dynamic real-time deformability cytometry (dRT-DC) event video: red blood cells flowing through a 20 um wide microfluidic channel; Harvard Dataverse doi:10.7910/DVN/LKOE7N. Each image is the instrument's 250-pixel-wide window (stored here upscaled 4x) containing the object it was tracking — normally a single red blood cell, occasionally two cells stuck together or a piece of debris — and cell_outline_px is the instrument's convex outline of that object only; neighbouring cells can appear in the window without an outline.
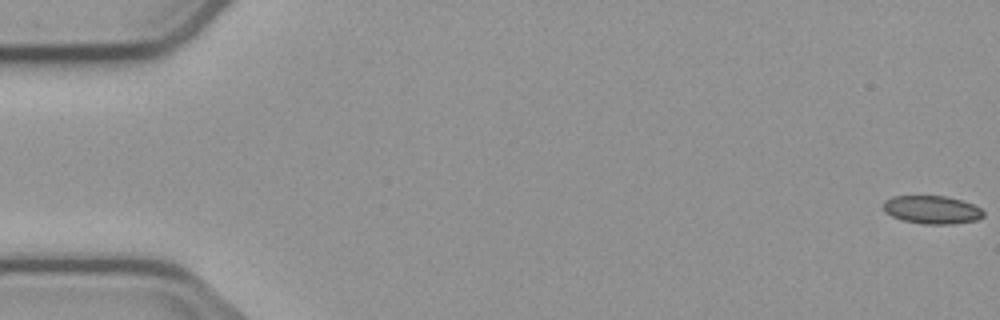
{"species": "common noctule bat (a hibernating species)", "species_latin": "Nyctalus noctula", "temperature_condition": "cold", "stored_images_in_passage": 56, "camera_frame_rate_fps": 3000, "um_per_image_px": 0.085, "animal": {"sex": "male", "body_mass_g": 23.1, "forearm_length_mm": 52.7}, "frame": {"image": 1, "passage_image": 1, "time_ms": 0.0, "image_size_px": [1000, 320], "cell_outline_px": [[984, 216], [976, 220], [952, 224], [924, 224], [904, 220], [892, 216], [884, 212], [884, 200], [892, 196], [944, 196], [960, 200], [972, 204], [980, 208], [984, 212]], "centroid_in_image_um": [79.2, 17.83], "position_along_channel_um": 5.8, "area_um2": 16.3}}
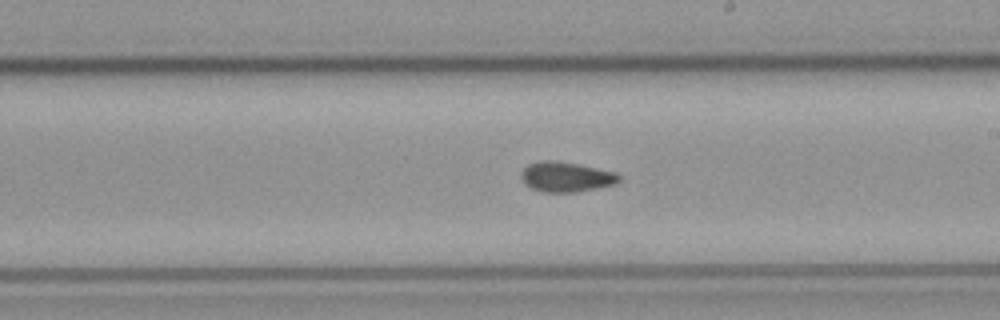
{"frame": {"image": 2, "passage_image": 32, "time_ms": 10.333, "image_size_px": [1000, 320], "cell_outline_px": [[620, 180], [612, 184], [596, 188], [576, 192], [544, 192], [532, 188], [520, 176], [520, 172], [528, 164], [540, 160], [556, 160], [580, 164], [616, 172], [620, 176]], "centroid_in_image_um": [48.11, 15.01], "position_along_channel_um": 240.9, "area_um2": 17.05}}
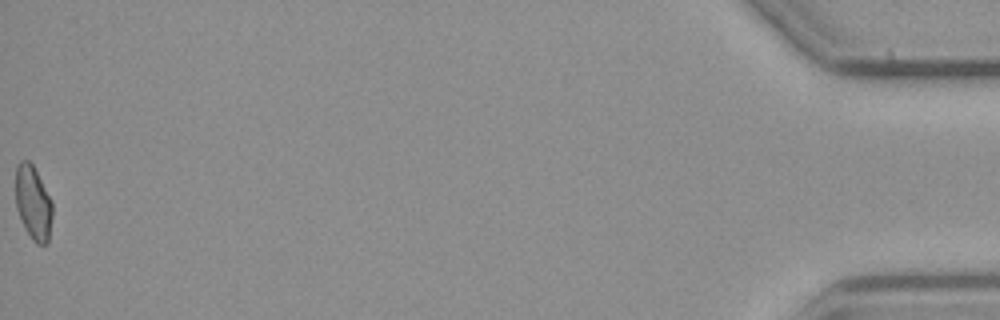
{"frame": {"image": 3, "passage_image": 56, "time_ms": 18.333, "image_size_px": [1000, 320], "cell_outline_px": [[52, 216], [48, 244], [36, 244], [32, 240], [24, 228], [16, 208], [16, 164], [20, 160], [28, 160], [32, 164], [52, 200]], "centroid_in_image_um": [2.82, 17.26], "position_along_channel_um": 432.4, "area_um2": 16.01}, "authors_computed_cell_mechanics": {"area_um2": 16.5886, "velocity_mm_per_s": 3.745, "shape_relaxation_time_tau1_ms": null, "shape_relaxation_time_tau2_ms": 2.1373, "deformation_change_tau1": null, "deformation_change_tau2": 0.0664}}